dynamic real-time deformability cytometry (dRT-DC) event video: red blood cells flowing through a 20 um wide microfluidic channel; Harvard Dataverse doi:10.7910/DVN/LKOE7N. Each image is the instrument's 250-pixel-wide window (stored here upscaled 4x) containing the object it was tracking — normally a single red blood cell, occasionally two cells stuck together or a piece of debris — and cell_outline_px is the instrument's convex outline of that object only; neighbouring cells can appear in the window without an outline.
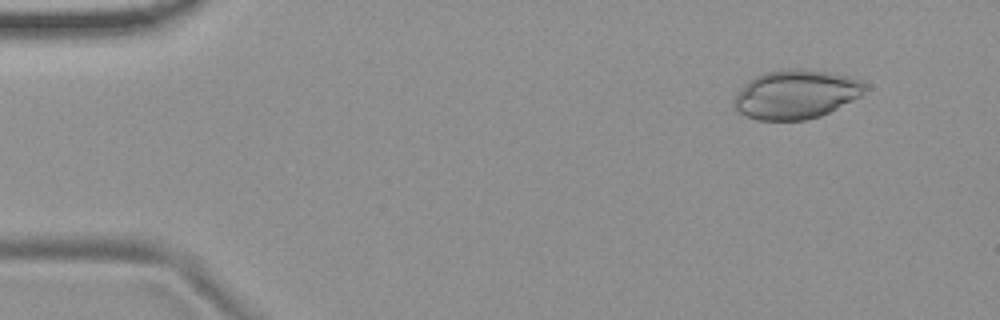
{"species": "common noctule bat (a hibernating species)", "species_latin": "Nyctalus noctula", "temperature_condition": "room temperature", "stored_images_in_passage": 4, "camera_frame_rate_fps": 3000, "um_per_image_px": 0.085, "animal": {"sex": "female", "body_mass_g": 19.9}, "frame": {"image": 1, "passage_image": 1, "time_ms": 0.0, "image_size_px": [1000, 320], "cell_outline_px": [[864, 88], [860, 96], [820, 116], [808, 120], [756, 120], [732, 108], [732, 100], [744, 84], [756, 76], [764, 72], [784, 68], [800, 68], [828, 72], [848, 76], [860, 80], [864, 84]], "centroid_in_image_um": [67.59, 8.01], "position_along_channel_um": 17.4, "area_um2": 37.22}}